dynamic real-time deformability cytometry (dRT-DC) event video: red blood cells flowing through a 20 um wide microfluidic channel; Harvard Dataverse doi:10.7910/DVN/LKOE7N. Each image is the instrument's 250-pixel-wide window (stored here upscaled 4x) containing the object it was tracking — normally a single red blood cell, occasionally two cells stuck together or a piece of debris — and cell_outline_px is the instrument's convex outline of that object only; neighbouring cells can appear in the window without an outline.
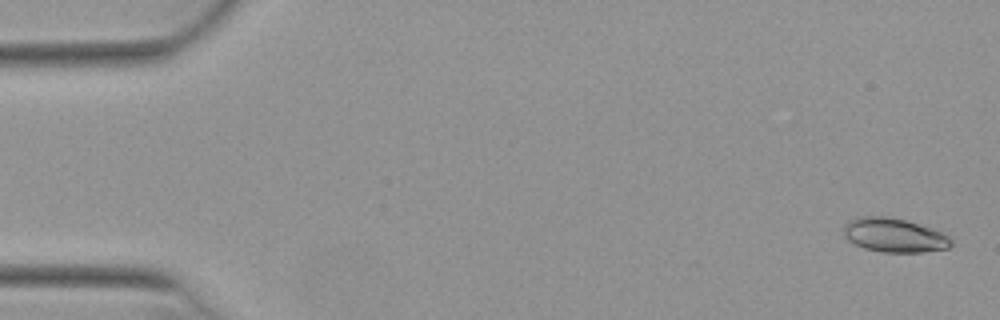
{"species": "Egyptian fruit bat (a non-hibernating species)", "species_latin": "Rousettus aegyptiacus", "temperature_condition": "warm", "stored_images_in_passage": 52, "camera_frame_rate_fps": 3000, "um_per_image_px": 0.085, "animal": {"sex": "female"}, "frame": {"image": 1, "passage_image": 2, "time_ms": 0.333, "image_size_px": [1000, 320], "cell_outline_px": [[952, 244], [948, 248], [924, 252], [884, 252], [864, 248], [848, 240], [844, 232], [844, 224], [848, 220], [856, 216], [884, 216], [904, 220], [940, 232], [948, 236], [952, 240]], "centroid_in_image_um": [75.97, 19.99], "position_along_channel_um": 9.0, "area_um2": 21.04}}
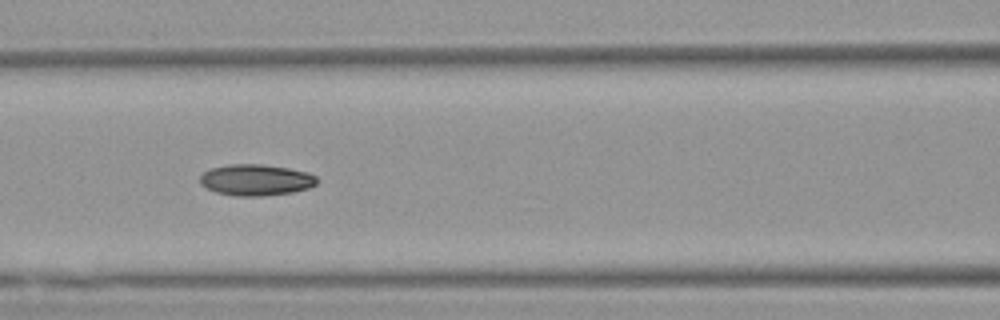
{"frame": {"image": 2, "passage_image": 23, "time_ms": 7.333, "image_size_px": [1000, 320], "cell_outline_px": [[316, 184], [308, 188], [292, 192], [264, 196], [236, 196], [216, 192], [200, 184], [200, 176], [204, 172], [212, 168], [228, 164], [260, 164], [288, 168], [308, 172], [316, 176]], "centroid_in_image_um": [21.75, 15.29], "position_along_channel_um": 144.9, "area_um2": 21.21}}
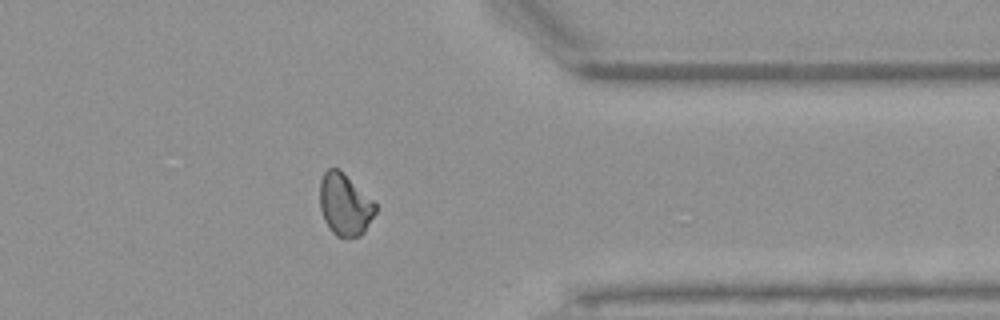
{"frame": {"image": 3, "passage_image": 42, "time_ms": 13.667, "image_size_px": [1000, 320], "cell_outline_px": [[376, 212], [364, 232], [360, 236], [336, 236], [332, 232], [324, 220], [320, 208], [320, 180], [324, 172], [328, 168], [340, 168], [376, 204]], "centroid_in_image_um": [29.29, 17.36], "position_along_channel_um": 382.1, "area_um2": 20.0}, "authors_computed_cell_mechanics": {"area_um2": 20.5768, "velocity_mm_per_s": 3.9352, "shape_relaxation_time_tau1_ms": null, "shape_relaxation_time_tau2_ms": 4.3007, "deformation_change_tau1": null, "deformation_change_tau2": 0.0844}}